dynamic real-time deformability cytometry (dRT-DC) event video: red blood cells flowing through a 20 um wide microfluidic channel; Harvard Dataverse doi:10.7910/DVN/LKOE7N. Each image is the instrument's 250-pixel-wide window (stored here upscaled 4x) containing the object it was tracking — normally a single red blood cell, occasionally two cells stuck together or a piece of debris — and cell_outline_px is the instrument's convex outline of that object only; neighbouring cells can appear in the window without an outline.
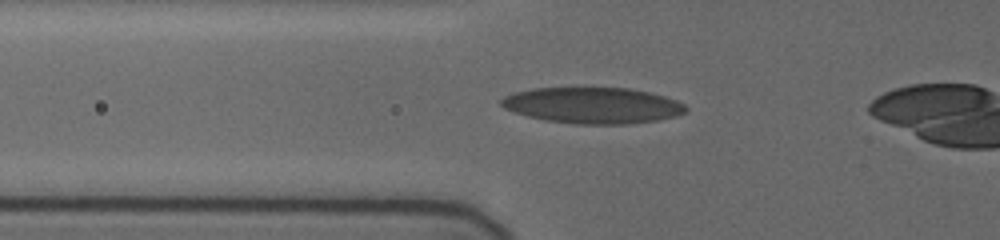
{"species": "human", "species_latin": "Homo sapiens", "temperature_condition": "cold", "stored_images_in_passage": 6, "camera_frame_rate_fps": 3000, "um_per_image_px": 0.085, "donor": {"sex": "female"}, "frame": {"image": 1, "passage_image": 2, "time_ms": 0.667, "image_size_px": [1000, 240], "cell_outline_px": [[688, 108], [684, 112], [676, 116], [656, 120], [628, 124], [576, 124], [544, 120], [512, 112], [504, 108], [500, 104], [500, 100], [504, 96], [512, 92], [532, 88], [628, 88], [648, 92], [664, 96], [676, 100], [684, 104]], "centroid_in_image_um": [50.33, 8.96], "position_along_channel_um": 75.5, "area_um2": 38.9}}
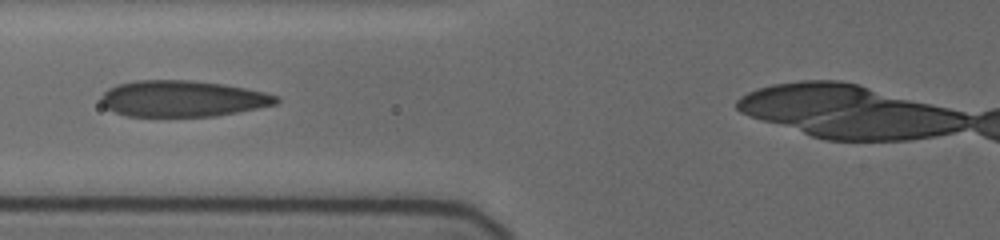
{"frame": {"image": 2, "passage_image": 5, "time_ms": 1.667, "image_size_px": [1000, 240], "cell_outline_px": [[280, 100], [276, 104], [216, 116], [128, 116], [116, 112], [108, 108], [100, 100], [100, 96], [108, 88], [116, 84], [136, 80], [192, 80], [224, 84], [264, 92], [280, 96]], "centroid_in_image_um": [15.51, 8.37], "position_along_channel_um": 110.3, "area_um2": 36.88}}